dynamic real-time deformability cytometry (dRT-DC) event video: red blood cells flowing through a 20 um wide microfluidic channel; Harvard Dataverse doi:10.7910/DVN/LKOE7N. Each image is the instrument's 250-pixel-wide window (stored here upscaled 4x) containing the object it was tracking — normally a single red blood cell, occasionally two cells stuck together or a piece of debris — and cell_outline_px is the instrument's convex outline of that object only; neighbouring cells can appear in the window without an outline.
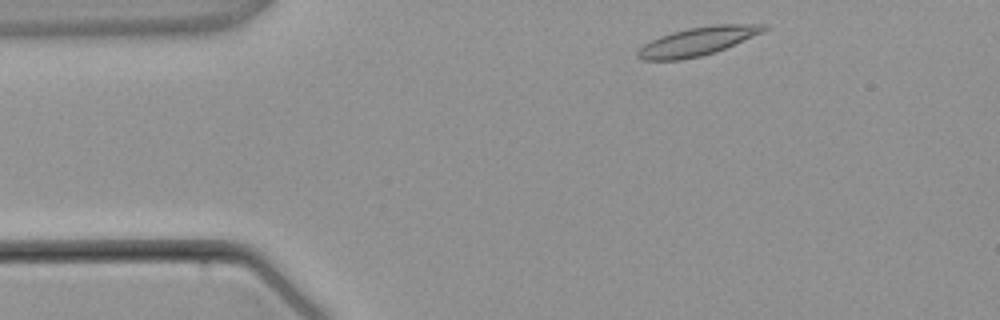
{"species": "common noctule bat (a hibernating species)", "species_latin": "Nyctalus noctula", "temperature_condition": "warm", "stored_images_in_passage": 2, "camera_frame_rate_fps": 3000, "um_per_image_px": 0.085, "animal": {"sex": "male", "body_mass_g": 21.5, "forearm_length_mm": 52.0}, "frame": {"image": 1, "passage_image": 1, "time_ms": 0.0, "image_size_px": [1000, 320], "cell_outline_px": [[768, 28], [764, 32], [716, 52], [700, 56], [680, 60], [644, 60], [636, 56], [636, 52], [644, 44], [660, 36], [672, 32], [688, 28], [712, 24], [768, 24]], "centroid_in_image_um": [59.32, 3.5], "position_along_channel_um": 25.7, "area_um2": 20.98}}